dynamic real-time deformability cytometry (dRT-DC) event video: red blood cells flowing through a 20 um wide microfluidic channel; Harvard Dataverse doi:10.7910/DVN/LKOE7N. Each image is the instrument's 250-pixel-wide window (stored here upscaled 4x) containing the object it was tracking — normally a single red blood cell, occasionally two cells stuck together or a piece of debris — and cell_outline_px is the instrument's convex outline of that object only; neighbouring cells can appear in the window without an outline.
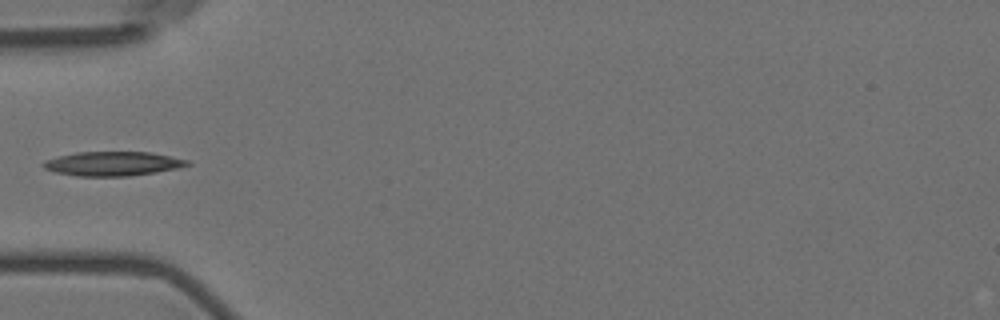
{"species": "Egyptian fruit bat (a non-hibernating species)", "species_latin": "Rousettus aegyptiacus", "temperature_condition": "room temperature", "stored_images_in_passage": 5, "camera_frame_rate_fps": 3000, "um_per_image_px": 0.085, "animal": {"sex": "female"}, "frame": {"image": 1, "passage_image": 5, "time_ms": 5.667, "image_size_px": [1000, 320], "cell_outline_px": [[192, 164], [180, 168], [156, 172], [128, 176], [76, 176], [56, 172], [44, 168], [40, 164], [44, 160], [76, 152], [148, 152], [188, 160]], "centroid_in_image_um": [9.57, 13.92], "position_along_channel_um": 75.4, "area_um2": 20.29}}